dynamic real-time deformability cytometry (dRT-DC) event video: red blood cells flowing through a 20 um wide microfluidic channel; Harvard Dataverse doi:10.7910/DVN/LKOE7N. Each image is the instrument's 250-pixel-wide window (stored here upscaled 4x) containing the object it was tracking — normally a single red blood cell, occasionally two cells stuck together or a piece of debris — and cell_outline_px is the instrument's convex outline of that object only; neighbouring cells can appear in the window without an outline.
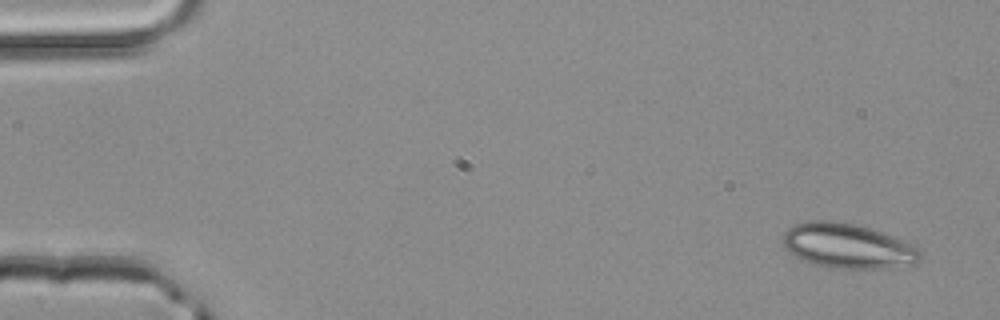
{"species": "common noctule bat (a hibernating species)", "species_latin": "Nyctalus noctula", "temperature_condition": "room temperature", "stored_images_in_passage": 3, "camera_frame_rate_fps": 3000, "um_per_image_px": 0.085, "animal": {"sex": "male", "body_mass_g": 20.4}, "frame": {"image": 1, "passage_image": 1, "time_ms": 0.0, "image_size_px": [1000, 320], "cell_outline_px": [[924, 252], [920, 260], [916, 264], [888, 268], [828, 268], [804, 260], [788, 252], [784, 248], [784, 232], [788, 228], [796, 224], [808, 220], [828, 220], [856, 224], [884, 232], [904, 240], [920, 248]], "centroid_in_image_um": [72.12, 20.9], "position_along_channel_um": 12.9, "area_um2": 36.24}}